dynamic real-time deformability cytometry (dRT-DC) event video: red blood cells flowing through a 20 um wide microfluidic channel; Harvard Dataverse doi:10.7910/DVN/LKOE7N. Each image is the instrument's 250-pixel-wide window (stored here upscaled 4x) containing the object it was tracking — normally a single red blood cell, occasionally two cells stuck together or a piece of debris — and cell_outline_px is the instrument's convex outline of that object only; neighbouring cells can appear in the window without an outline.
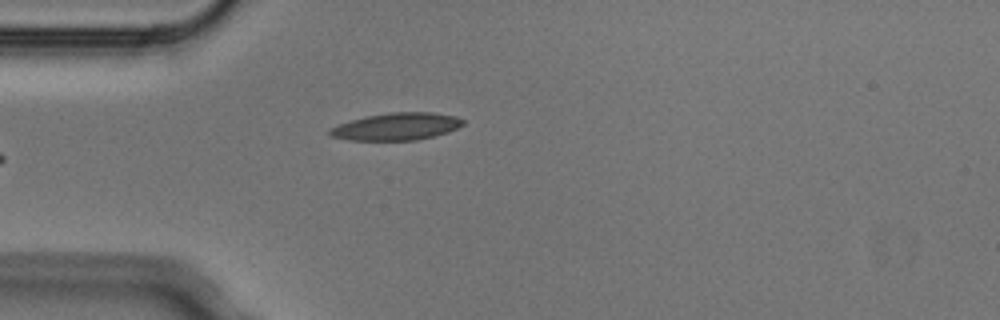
{"species": "Egyptian fruit bat (a non-hibernating species)", "species_latin": "Rousettus aegyptiacus", "temperature_condition": "cold", "stored_images_in_passage": 5, "camera_frame_rate_fps": 3000, "um_per_image_px": 0.085, "animal": {"sex": "male"}, "frame": {"image": 1, "passage_image": 5, "time_ms": 1.333, "image_size_px": [1000, 320], "cell_outline_px": [[464, 124], [448, 132], [416, 140], [348, 140], [328, 136], [328, 128], [352, 120], [368, 116], [392, 112], [432, 112], [456, 116], [464, 120]], "centroid_in_image_um": [33.69, 10.76], "position_along_channel_um": 51.3, "area_um2": 21.1}}